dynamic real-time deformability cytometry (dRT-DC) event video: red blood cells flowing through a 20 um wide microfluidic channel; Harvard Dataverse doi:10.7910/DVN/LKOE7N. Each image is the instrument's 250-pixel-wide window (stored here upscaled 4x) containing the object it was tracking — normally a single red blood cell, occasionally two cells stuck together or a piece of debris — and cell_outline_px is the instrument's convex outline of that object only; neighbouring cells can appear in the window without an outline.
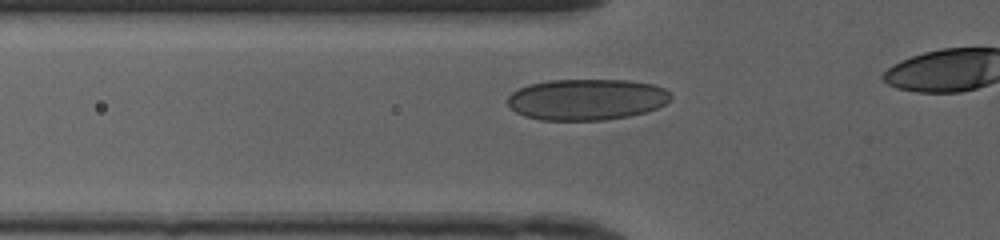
{"species": "human", "species_latin": "Homo sapiens", "temperature_condition": "cold", "stored_images_in_passage": 31, "camera_frame_rate_fps": 3000, "um_per_image_px": 0.085, "donor": {"sex": "female"}, "frame": {"image": 1, "passage_image": 8, "time_ms": 2.333, "image_size_px": [1000, 240], "cell_outline_px": [[672, 96], [664, 104], [656, 108], [644, 112], [628, 116], [604, 120], [540, 120], [524, 116], [516, 112], [508, 104], [508, 96], [512, 92], [528, 84], [548, 80], [628, 80], [652, 84], [664, 88]], "centroid_in_image_um": [49.84, 8.45], "position_along_channel_um": 76.0, "area_um2": 39.07}}
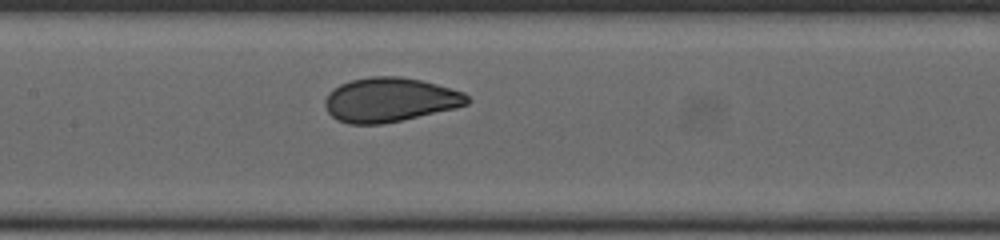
{"frame": {"image": 2, "passage_image": 15, "time_ms": 4.667, "image_size_px": [1000, 240], "cell_outline_px": [[472, 100], [468, 104], [456, 108], [384, 124], [348, 124], [336, 120], [328, 112], [324, 104], [324, 100], [328, 92], [332, 88], [340, 84], [352, 80], [368, 76], [400, 76], [420, 80], [436, 84], [464, 92]], "centroid_in_image_um": [33.12, 8.48], "position_along_channel_um": 174.3, "area_um2": 36.99}}
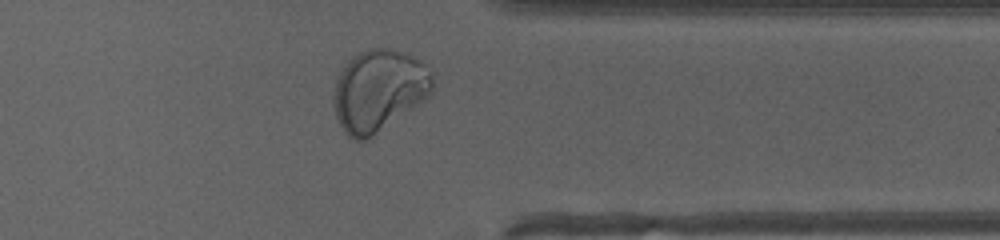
{"frame": {"image": 3, "passage_image": 30, "time_ms": 9.667, "image_size_px": [1000, 240], "cell_outline_px": [[432, 92], [428, 96], [372, 136], [364, 140], [352, 140], [344, 132], [336, 116], [332, 104], [332, 96], [336, 76], [344, 64], [352, 56], [368, 48], [388, 48], [420, 60], [432, 72]], "centroid_in_image_um": [32.13, 7.67], "position_along_channel_um": 379.3, "area_um2": 46.82}}